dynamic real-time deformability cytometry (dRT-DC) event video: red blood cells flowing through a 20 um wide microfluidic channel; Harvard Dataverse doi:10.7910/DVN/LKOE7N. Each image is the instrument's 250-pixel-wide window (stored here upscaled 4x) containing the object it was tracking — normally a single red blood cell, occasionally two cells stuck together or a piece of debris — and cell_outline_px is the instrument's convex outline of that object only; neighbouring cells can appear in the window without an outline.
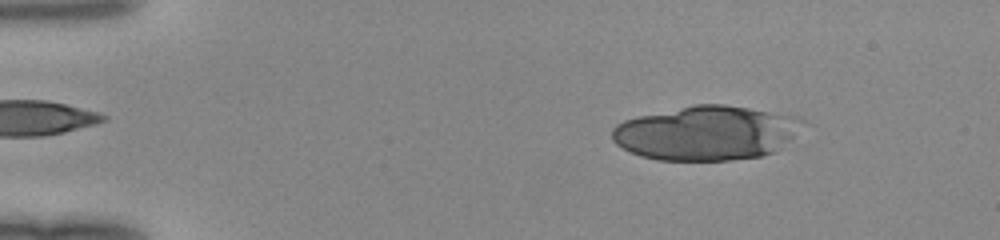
{"species": "human", "species_latin": "Homo sapiens", "temperature_condition": "room temperature", "stored_images_in_passage": 48, "camera_frame_rate_fps": 3000, "um_per_image_px": 0.085, "donor": {"sex": "female"}, "frame": {"image": 1, "passage_image": 6, "time_ms": 1.667, "image_size_px": [1000, 240], "cell_outline_px": [[808, 120], [780, 148], [772, 152], [760, 156], [728, 160], [656, 160], [640, 156], [616, 144], [612, 140], [612, 128], [616, 124], [624, 120], [636, 116], [696, 104], [724, 104], [800, 116]], "centroid_in_image_um": [60.03, 11.29], "position_along_channel_um": 25.0, "area_um2": 60.4}}
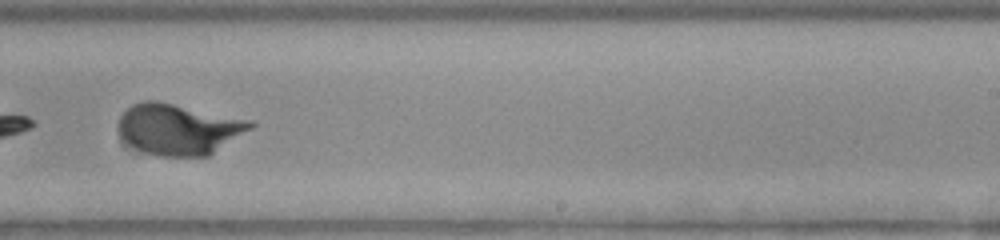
{"frame": {"image": 2, "passage_image": 31, "time_ms": 10.0, "image_size_px": [1000, 240], "cell_outline_px": [[256, 124], [252, 128], [208, 156], [160, 156], [144, 152], [136, 148], [124, 140], [120, 136], [120, 116], [132, 104], [144, 100], [152, 100], [252, 120]], "centroid_in_image_um": [15.2, 10.98], "position_along_channel_um": 273.8, "area_um2": 38.67}}
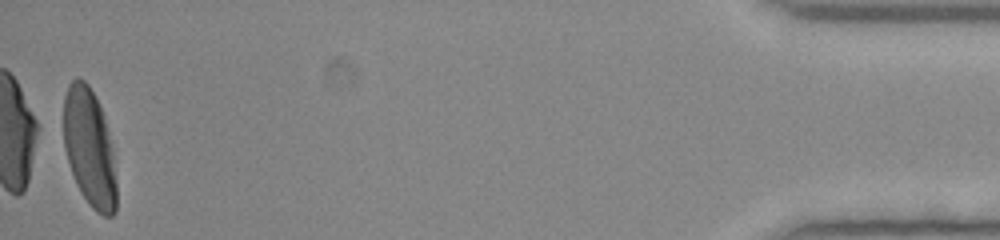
{"frame": {"image": 3, "passage_image": 48, "time_ms": 15.667, "image_size_px": [1000, 240], "cell_outline_px": [[116, 212], [112, 216], [104, 216], [96, 212], [92, 208], [80, 192], [76, 184], [64, 148], [64, 96], [68, 84], [76, 76], [84, 80], [88, 84], [100, 108], [104, 120], [112, 148], [116, 184]], "centroid_in_image_um": [7.59, 12.58], "position_along_channel_um": 427.6, "area_um2": 36.01}}